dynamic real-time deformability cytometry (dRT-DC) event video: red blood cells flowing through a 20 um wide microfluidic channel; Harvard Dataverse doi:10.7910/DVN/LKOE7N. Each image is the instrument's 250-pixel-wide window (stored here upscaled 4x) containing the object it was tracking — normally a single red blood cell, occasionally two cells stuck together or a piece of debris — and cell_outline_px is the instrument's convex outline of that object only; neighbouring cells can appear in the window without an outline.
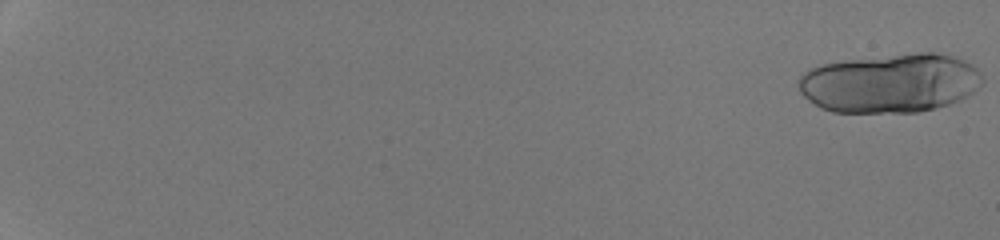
{"species": "human", "species_latin": "Homo sapiens", "temperature_condition": "room temperature", "stored_images_in_passage": 26, "camera_frame_rate_fps": 3000, "um_per_image_px": 0.085, "donor": {"sex": "male"}, "frame": {"image": 1, "passage_image": 1, "time_ms": 0.0, "image_size_px": [1000, 240], "cell_outline_px": [[984, 84], [968, 96], [960, 100], [936, 108], [916, 112], [832, 112], [820, 108], [808, 100], [800, 92], [796, 84], [796, 80], [808, 68], [820, 64], [844, 60], [920, 52], [936, 52], [956, 56], [972, 64], [984, 76]], "centroid_in_image_um": [75.67, 7.06], "position_along_channel_um": 9.3, "area_um2": 64.16}}
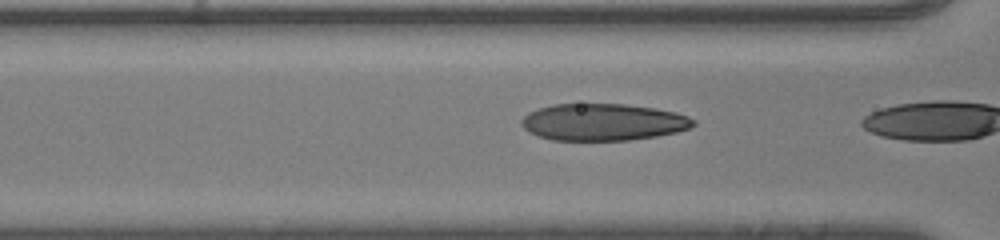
{"frame": {"image": 2, "passage_image": 25, "time_ms": 8.0, "image_size_px": [1000, 240], "cell_outline_px": [[696, 124], [692, 128], [676, 132], [656, 136], [628, 140], [552, 140], [528, 132], [520, 124], [520, 120], [528, 112], [552, 104], [624, 104], [656, 108], [676, 112], [688, 116], [696, 120]], "centroid_in_image_um": [51.28, 10.37], "position_along_channel_um": 115.3, "area_um2": 37.17}}